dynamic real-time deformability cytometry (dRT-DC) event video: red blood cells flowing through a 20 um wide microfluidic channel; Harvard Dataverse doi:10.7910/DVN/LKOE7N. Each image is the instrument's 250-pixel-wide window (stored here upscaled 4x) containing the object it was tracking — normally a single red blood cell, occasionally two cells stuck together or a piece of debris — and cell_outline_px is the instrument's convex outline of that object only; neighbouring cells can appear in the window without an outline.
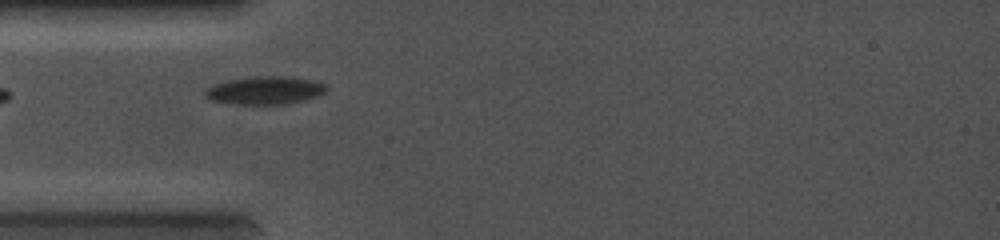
{"species": "common noctule bat (a hibernating species)", "species_latin": "Nyctalus noctula", "temperature_condition": "cold", "stored_images_in_passage": 13, "camera_frame_rate_fps": 5000, "um_per_image_px": 0.085, "animal": {"sex": "female", "body_mass_g": 19.0, "forearm_length_mm": 56.7}, "frame": {"image": 1, "passage_image": 3, "time_ms": 1.6, "image_size_px": [1000, 240], "cell_outline_px": [[328, 88], [324, 92], [316, 96], [304, 100], [288, 104], [236, 104], [212, 100], [204, 96], [204, 88], [228, 80], [252, 76], [292, 76], [312, 80], [324, 84]], "centroid_in_image_um": [22.51, 7.67], "position_along_channel_um": 62.5, "area_um2": 19.83}}
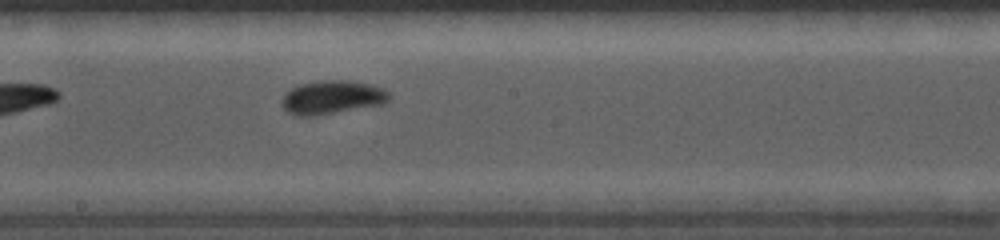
{"frame": {"image": 2, "passage_image": 7, "time_ms": 5.0, "image_size_px": [1000, 240], "cell_outline_px": [[392, 96], [384, 104], [316, 116], [296, 116], [288, 112], [284, 108], [280, 100], [292, 88], [300, 84], [316, 80], [348, 80], [368, 84], [380, 88], [388, 92]], "centroid_in_image_um": [28.22, 8.28], "position_along_channel_um": 220.0, "area_um2": 21.04}}
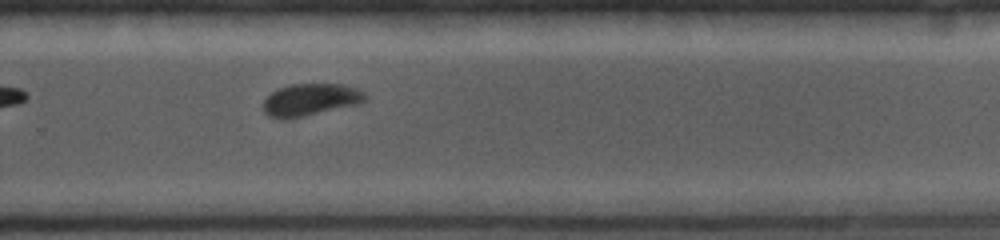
{"frame": {"image": 3, "passage_image": 9, "time_ms": 6.8, "image_size_px": [1000, 240], "cell_outline_px": [[368, 96], [360, 104], [304, 116], [284, 120], [280, 120], [268, 116], [264, 112], [264, 100], [272, 92], [280, 88], [292, 84], [340, 84], [356, 88], [364, 92]], "centroid_in_image_um": [26.39, 8.49], "position_along_channel_um": 303.4, "area_um2": 19.13}}